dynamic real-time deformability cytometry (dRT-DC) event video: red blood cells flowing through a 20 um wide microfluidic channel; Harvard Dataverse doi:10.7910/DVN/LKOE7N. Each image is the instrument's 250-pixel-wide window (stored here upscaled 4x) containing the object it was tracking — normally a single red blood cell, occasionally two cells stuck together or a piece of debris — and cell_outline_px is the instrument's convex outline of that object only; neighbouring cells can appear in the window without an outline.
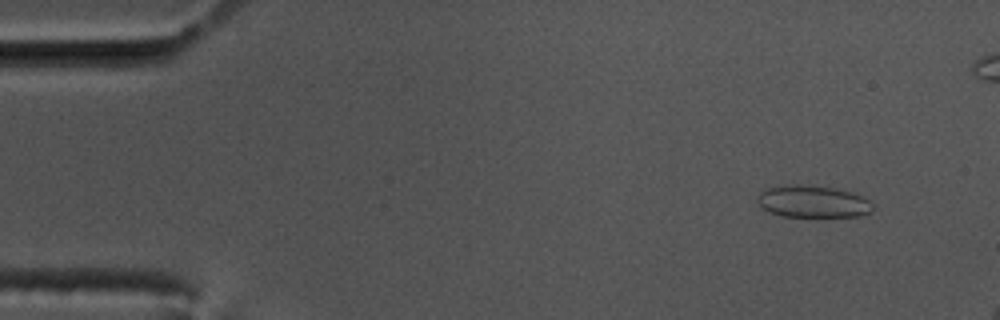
{"species": "common noctule bat (a hibernating species)", "species_latin": "Nyctalus noctula", "temperature_condition": "cold", "stored_images_in_passage": 15, "camera_frame_rate_fps": 3000, "um_per_image_px": 0.085, "animal": {"sex": "male", "body_mass_g": 17.5, "forearm_length_mm": 52.3}, "frame": {"image": 1, "passage_image": 5, "time_ms": 1.333, "image_size_px": [1000, 320], "cell_outline_px": [[872, 212], [860, 216], [820, 220], [784, 216], [760, 208], [756, 200], [756, 196], [760, 192], [768, 188], [788, 184], [800, 184], [836, 188], [856, 192], [864, 196], [872, 204]], "centroid_in_image_um": [69.13, 17.18], "position_along_channel_um": 15.9, "area_um2": 22.89}}